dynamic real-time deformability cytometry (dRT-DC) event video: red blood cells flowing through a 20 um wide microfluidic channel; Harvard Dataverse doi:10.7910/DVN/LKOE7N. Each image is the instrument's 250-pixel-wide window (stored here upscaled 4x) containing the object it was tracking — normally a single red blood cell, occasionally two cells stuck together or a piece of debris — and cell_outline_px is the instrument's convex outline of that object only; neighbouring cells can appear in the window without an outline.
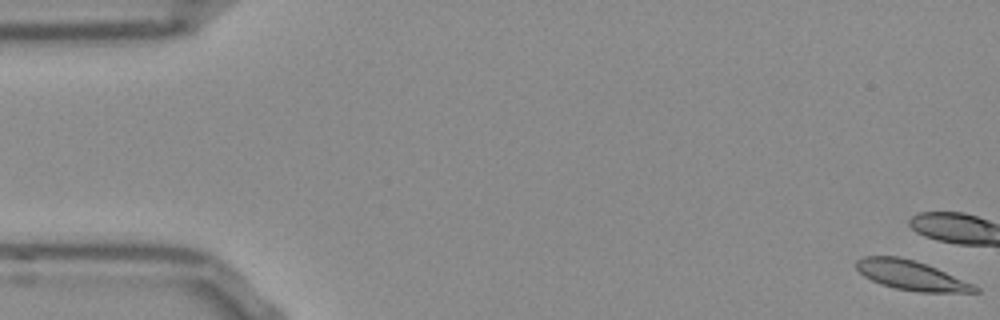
{"species": "Egyptian fruit bat (a non-hibernating species)", "species_latin": "Rousettus aegyptiacus", "temperature_condition": "room temperature", "stored_images_in_passage": 13, "camera_frame_rate_fps": 3000, "um_per_image_px": 0.085, "frame": {"image": 1, "passage_image": 1, "time_ms": 0.0, "image_size_px": [1000, 320], "cell_outline_px": [[980, 292], [916, 292], [896, 288], [880, 284], [864, 276], [856, 268], [856, 260], [864, 256], [896, 256], [916, 260], [976, 284], [980, 288]], "centroid_in_image_um": [77.49, 23.4], "position_along_channel_um": 7.5, "area_um2": 20.52}}